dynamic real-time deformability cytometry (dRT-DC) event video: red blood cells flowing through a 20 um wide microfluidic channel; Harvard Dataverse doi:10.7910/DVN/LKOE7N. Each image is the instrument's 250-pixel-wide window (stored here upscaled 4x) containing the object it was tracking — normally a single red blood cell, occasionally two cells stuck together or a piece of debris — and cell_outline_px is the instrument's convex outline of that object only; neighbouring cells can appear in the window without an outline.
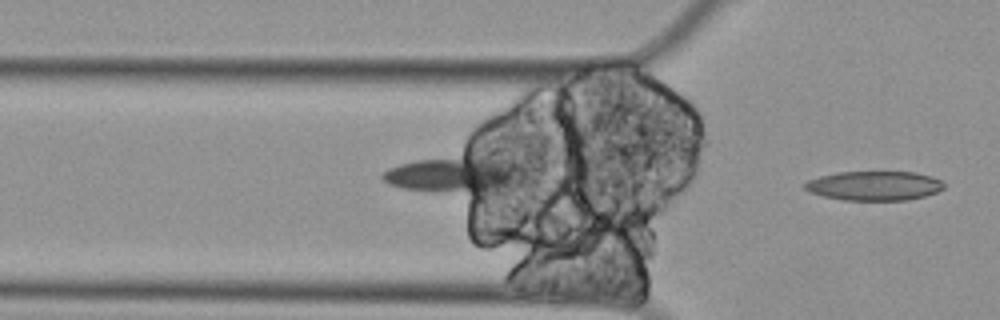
{"species": "Egyptian fruit bat (a non-hibernating species)", "species_latin": "Rousettus aegyptiacus", "temperature_condition": "cold", "stored_images_in_passage": 16, "camera_frame_rate_fps": 3000, "um_per_image_px": 0.085, "animal": {"sex": "female"}, "frame": {"image": 1, "passage_image": 16, "time_ms": 5.0, "image_size_px": [1000, 320], "cell_outline_px": [[944, 188], [936, 192], [924, 196], [908, 200], [844, 200], [824, 196], [808, 192], [804, 188], [804, 184], [808, 180], [820, 176], [836, 172], [912, 172], [932, 176], [940, 180], [944, 184]], "centroid_in_image_um": [74.29, 15.79], "position_along_channel_um": 51.5, "area_um2": 23.76}}